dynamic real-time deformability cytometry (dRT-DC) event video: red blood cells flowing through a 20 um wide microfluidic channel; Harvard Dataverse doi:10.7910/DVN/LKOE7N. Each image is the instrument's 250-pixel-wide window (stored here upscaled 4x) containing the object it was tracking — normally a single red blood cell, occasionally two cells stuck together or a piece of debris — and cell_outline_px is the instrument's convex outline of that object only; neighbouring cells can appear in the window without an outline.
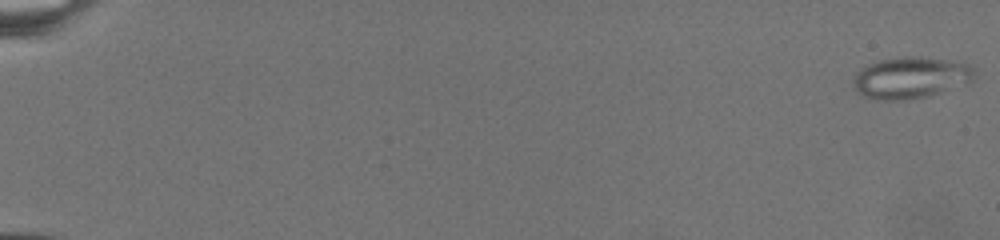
{"species": "common noctule bat (a hibernating species)", "species_latin": "Nyctalus noctula", "temperature_condition": "warm", "stored_images_in_passage": 43, "camera_frame_rate_fps": 3000, "um_per_image_px": 0.085, "animal": {"sex": "female", "body_mass_g": 19.5, "forearm_length_mm": 54.1}, "frame": {"image": 1, "passage_image": 1, "time_ms": 0.0, "image_size_px": [1000, 240], "cell_outline_px": [[972, 80], [940, 92], [928, 96], [900, 100], [884, 100], [864, 96], [852, 84], [852, 80], [856, 72], [860, 68], [868, 64], [880, 60], [900, 56], [920, 56], [968, 64], [972, 68]], "centroid_in_image_um": [77.33, 6.58], "position_along_channel_um": 7.7, "area_um2": 28.78}}
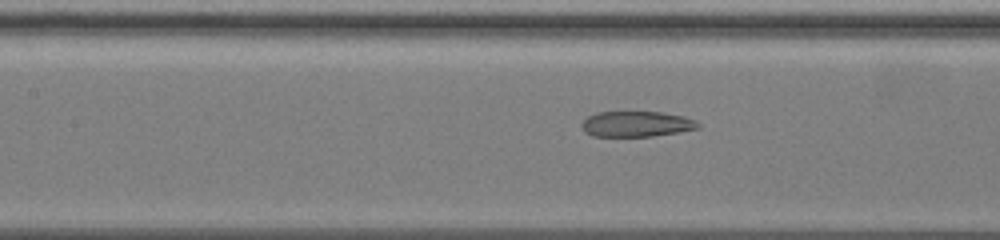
{"frame": {"image": 2, "passage_image": 29, "time_ms": 12.333, "image_size_px": [1000, 240], "cell_outline_px": [[700, 128], [680, 132], [652, 136], [592, 136], [584, 132], [580, 124], [588, 116], [596, 112], [660, 112], [684, 116], [696, 120], [700, 124]], "centroid_in_image_um": [54.1, 10.54], "position_along_channel_um": 153.3, "area_um2": 17.46}}
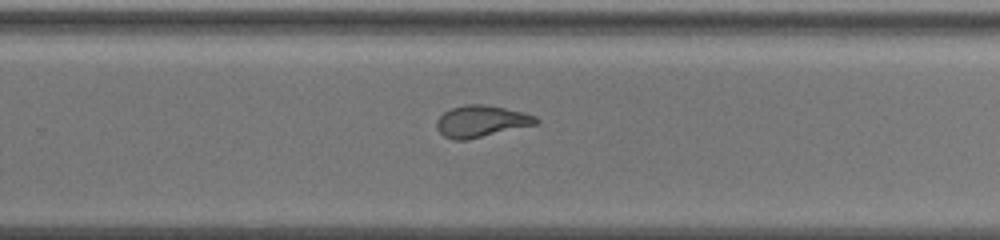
{"frame": {"image": 3, "passage_image": 43, "time_ms": 17.0, "image_size_px": [1000, 240], "cell_outline_px": [[540, 124], [468, 140], [452, 140], [444, 136], [436, 128], [436, 120], [444, 112], [452, 108], [464, 104], [484, 104], [524, 112], [536, 116], [540, 120]], "centroid_in_image_um": [40.94, 10.32], "position_along_channel_um": 288.9, "area_um2": 18.67}}